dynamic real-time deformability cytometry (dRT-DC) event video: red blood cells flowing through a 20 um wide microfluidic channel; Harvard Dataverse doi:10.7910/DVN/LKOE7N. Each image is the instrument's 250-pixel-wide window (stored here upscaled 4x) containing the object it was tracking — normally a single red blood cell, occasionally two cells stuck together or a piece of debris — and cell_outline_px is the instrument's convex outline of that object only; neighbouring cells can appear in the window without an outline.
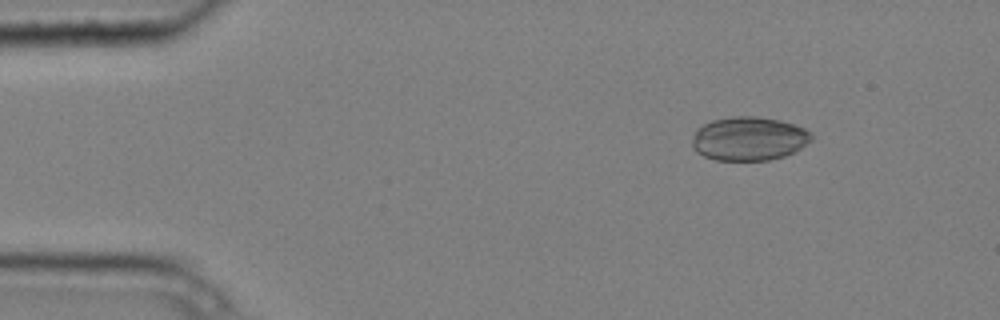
{"species": "common noctule bat (a hibernating species)", "species_latin": "Nyctalus noctula", "temperature_condition": "cold", "stored_images_in_passage": 3, "camera_frame_rate_fps": 3000, "um_per_image_px": 0.085, "animal": {"sex": "male", "body_mass_g": 20.4}, "frame": {"image": 1, "passage_image": 1, "time_ms": 0.0, "image_size_px": [1000, 320], "cell_outline_px": [[812, 140], [800, 148], [784, 156], [768, 160], [716, 160], [704, 156], [696, 152], [692, 148], [692, 140], [696, 128], [712, 120], [732, 116], [756, 116], [780, 120], [804, 128], [812, 132]], "centroid_in_image_um": [63.63, 11.78], "position_along_channel_um": 21.4, "area_um2": 30.52}}